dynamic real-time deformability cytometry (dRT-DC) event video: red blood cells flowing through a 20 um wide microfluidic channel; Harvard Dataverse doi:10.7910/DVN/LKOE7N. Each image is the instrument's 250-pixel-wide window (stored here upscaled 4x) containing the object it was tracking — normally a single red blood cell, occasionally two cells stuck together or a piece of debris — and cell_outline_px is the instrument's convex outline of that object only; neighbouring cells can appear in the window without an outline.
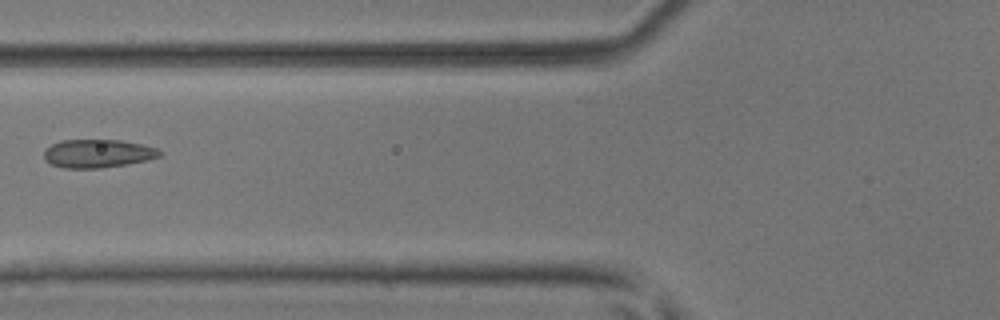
{"species": "common noctule bat (a hibernating species)", "species_latin": "Nyctalus noctula", "temperature_condition": "room temperature", "stored_images_in_passage": 4, "camera_frame_rate_fps": 3000, "um_per_image_px": 0.085, "animal": {"sex": "male", "body_mass_g": 17.9, "forearm_length_mm": 54.2}, "frame": {"image": 1, "passage_image": 3, "time_ms": 0.667, "image_size_px": [1000, 320], "cell_outline_px": [[164, 152], [160, 156], [148, 160], [128, 164], [100, 168], [64, 168], [52, 164], [44, 160], [44, 152], [52, 144], [60, 140], [120, 140], [140, 144], [156, 148]], "centroid_in_image_um": [8.32, 13.05], "position_along_channel_um": 117.5, "area_um2": 19.07}}
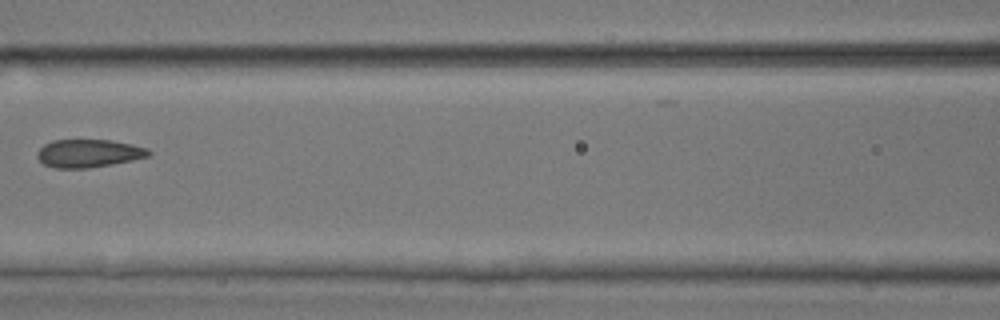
{"frame": {"image": 2, "passage_image": 4, "time_ms": 1.0, "image_size_px": [1000, 320], "cell_outline_px": [[152, 152], [148, 156], [132, 160], [112, 164], [88, 168], [56, 168], [44, 164], [36, 156], [36, 152], [44, 144], [52, 140], [112, 140], [132, 144], [148, 148]], "centroid_in_image_um": [7.53, 13.03], "position_along_channel_um": 159.1, "area_um2": 18.21}}